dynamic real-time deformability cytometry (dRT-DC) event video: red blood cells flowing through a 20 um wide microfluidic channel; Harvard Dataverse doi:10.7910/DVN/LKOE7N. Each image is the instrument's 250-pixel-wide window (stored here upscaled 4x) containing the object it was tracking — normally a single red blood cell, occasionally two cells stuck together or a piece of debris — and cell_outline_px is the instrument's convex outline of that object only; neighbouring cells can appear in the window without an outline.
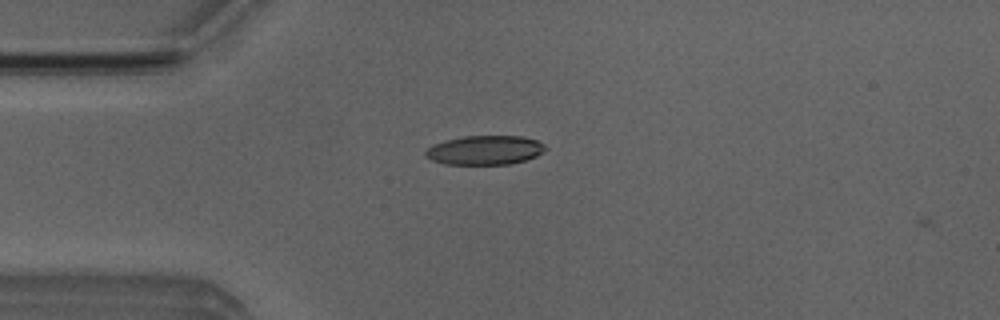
{"species": "Egyptian fruit bat (a non-hibernating species)", "species_latin": "Rousettus aegyptiacus", "temperature_condition": "room temperature", "stored_images_in_passage": 4, "camera_frame_rate_fps": 3000, "um_per_image_px": 0.085, "animal": {"sex": "male"}, "frame": {"image": 1, "passage_image": 3, "time_ms": 0.667, "image_size_px": [1000, 320], "cell_outline_px": [[548, 148], [536, 156], [512, 164], [444, 164], [432, 160], [424, 156], [424, 152], [432, 144], [444, 140], [464, 136], [524, 136], [536, 140], [544, 144]], "centroid_in_image_um": [41.2, 12.76], "position_along_channel_um": 43.8, "area_um2": 20.52}}